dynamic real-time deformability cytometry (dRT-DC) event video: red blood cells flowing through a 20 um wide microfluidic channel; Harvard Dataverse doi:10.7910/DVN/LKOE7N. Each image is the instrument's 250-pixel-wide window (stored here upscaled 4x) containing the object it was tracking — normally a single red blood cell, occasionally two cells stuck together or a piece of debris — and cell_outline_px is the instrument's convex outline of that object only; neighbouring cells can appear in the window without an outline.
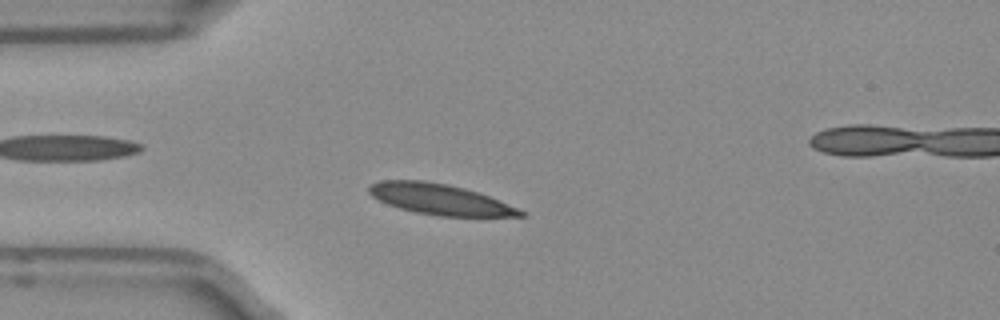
{"species": "Egyptian fruit bat (a non-hibernating species)", "species_latin": "Rousettus aegyptiacus", "temperature_condition": "room temperature", "stored_images_in_passage": 47, "camera_frame_rate_fps": 3000, "um_per_image_px": 0.085, "frame": {"image": 1, "passage_image": 8, "time_ms": 2.333, "image_size_px": [1000, 320], "cell_outline_px": [[524, 216], [436, 216], [416, 212], [400, 208], [388, 204], [372, 196], [368, 192], [368, 188], [372, 184], [380, 180], [424, 180], [448, 184], [464, 188], [488, 196], [516, 208], [524, 212]], "centroid_in_image_um": [37.33, 16.93], "position_along_channel_um": 47.7, "area_um2": 26.65}}
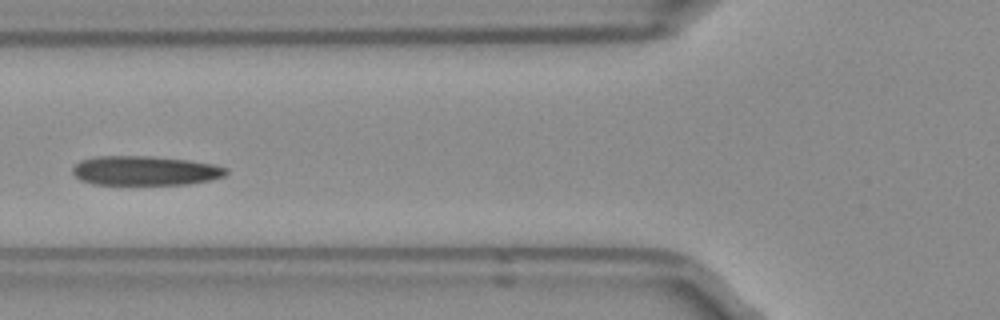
{"frame": {"image": 2, "passage_image": 14, "time_ms": 4.333, "image_size_px": [1000, 320], "cell_outline_px": [[228, 172], [224, 176], [212, 180], [188, 184], [92, 184], [80, 180], [72, 172], [72, 168], [80, 160], [100, 156], [152, 156], [188, 160], [212, 164], [228, 168]], "centroid_in_image_um": [12.34, 14.51], "position_along_channel_um": 113.5, "area_um2": 26.3}}
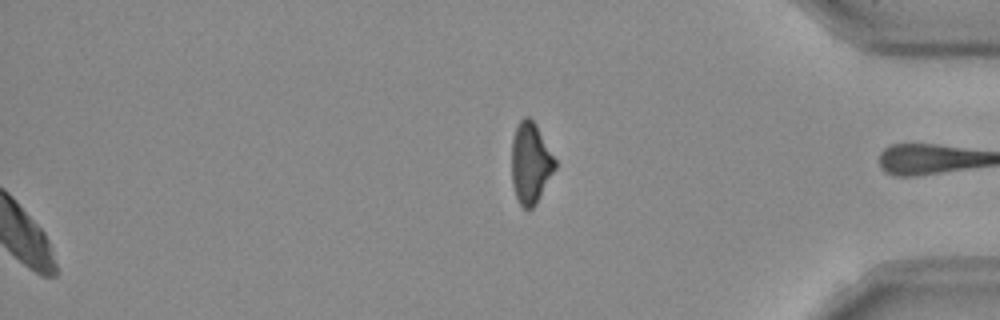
{"frame": {"image": 3, "passage_image": 47, "time_ms": 15.333, "image_size_px": [1000, 320], "cell_outline_px": [[556, 168], [536, 204], [532, 208], [524, 208], [520, 204], [516, 196], [512, 184], [512, 140], [516, 128], [520, 120], [524, 116], [528, 116], [536, 124], [556, 160]], "centroid_in_image_um": [45.1, 13.85], "position_along_channel_um": 390.1, "area_um2": 20.4}, "authors_computed_cell_mechanics": {"area_um2": 26.4724, "velocity_mm_per_s": 3.8957, "shape_relaxation_time_tau1_ms": 7.0304, "shape_relaxation_time_tau2_ms": null, "deformation_change_tau1": 0.1338, "deformation_change_tau2": null}}